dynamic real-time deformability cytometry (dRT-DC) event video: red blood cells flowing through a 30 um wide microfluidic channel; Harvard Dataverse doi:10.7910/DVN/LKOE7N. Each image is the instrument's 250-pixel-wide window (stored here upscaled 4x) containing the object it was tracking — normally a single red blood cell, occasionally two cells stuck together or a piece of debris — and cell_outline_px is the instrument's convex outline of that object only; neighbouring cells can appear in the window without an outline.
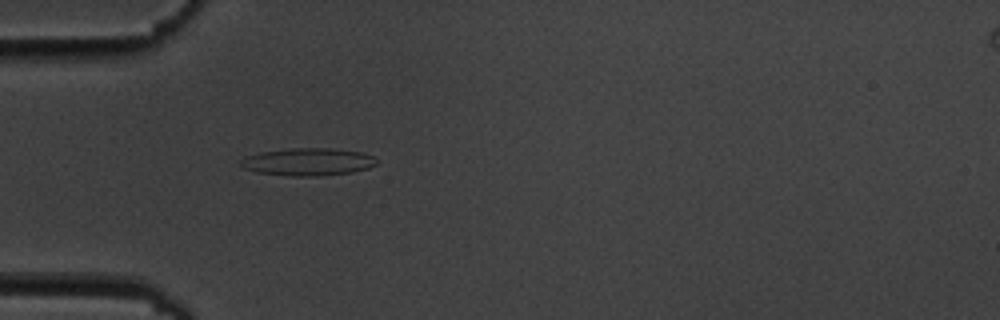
{"species": "common noctule bat (a hibernating species)", "species_latin": "Nyctalus noctula", "temperature_condition": "cold", "stored_images_in_passage": 4, "camera_frame_rate_fps": 3000, "um_per_image_px": 0.085, "animal": {"sex": "male", "body_mass_g": 19.5, "forearm_length_mm": 54.6}, "frame": {"image": 1, "passage_image": 4, "time_ms": 3.667, "image_size_px": [1000, 320], "cell_outline_px": [[376, 164], [368, 168], [352, 172], [320, 176], [288, 176], [260, 172], [244, 168], [240, 164], [240, 160], [244, 156], [260, 152], [292, 148], [332, 148], [360, 152], [372, 156], [376, 160]], "centroid_in_image_um": [26.16, 13.75], "position_along_channel_um": 58.8, "area_um2": 21.73}}